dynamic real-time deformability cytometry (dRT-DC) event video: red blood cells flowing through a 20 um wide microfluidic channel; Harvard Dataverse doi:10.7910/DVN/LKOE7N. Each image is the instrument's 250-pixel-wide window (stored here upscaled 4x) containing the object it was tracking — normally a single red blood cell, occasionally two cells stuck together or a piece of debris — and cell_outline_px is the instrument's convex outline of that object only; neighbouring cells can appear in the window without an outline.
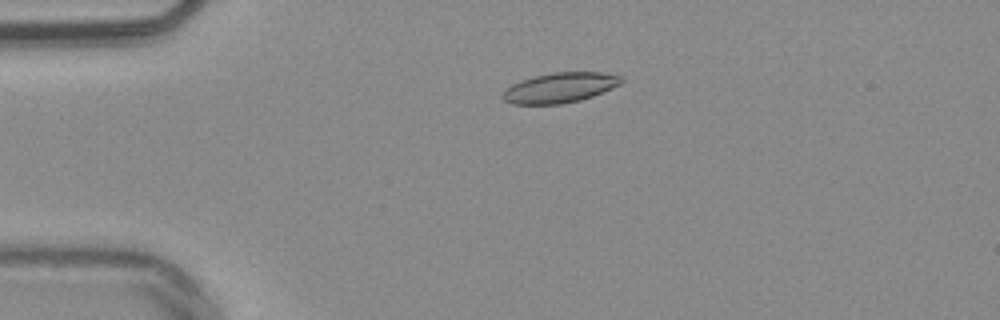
{"species": "common noctule bat (a hibernating species)", "species_latin": "Nyctalus noctula", "temperature_condition": "warm", "stored_images_in_passage": 53, "camera_frame_rate_fps": 3000, "um_per_image_px": 0.085, "animal": {"sex": "male", "body_mass_g": 20.4}, "frame": {"image": 1, "passage_image": 12, "time_ms": 3.667, "image_size_px": [1000, 320], "cell_outline_px": [[624, 80], [620, 84], [592, 96], [580, 100], [564, 104], [512, 104], [504, 100], [500, 96], [512, 84], [520, 80], [552, 72], [604, 72], [624, 76]], "centroid_in_image_um": [47.61, 7.45], "position_along_channel_um": 37.4, "area_um2": 20.81}}
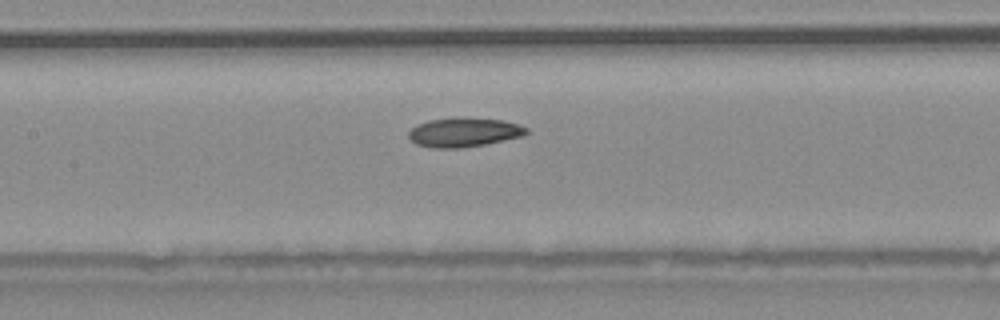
{"frame": {"image": 2, "passage_image": 25, "time_ms": 8.0, "image_size_px": [1000, 320], "cell_outline_px": [[528, 132], [524, 136], [484, 144], [460, 148], [432, 148], [416, 144], [408, 136], [408, 132], [412, 128], [428, 120], [452, 116], [464, 116], [504, 120], [520, 124], [528, 128]], "centroid_in_image_um": [39.46, 11.21], "position_along_channel_um": 167.9, "area_um2": 20.46}}
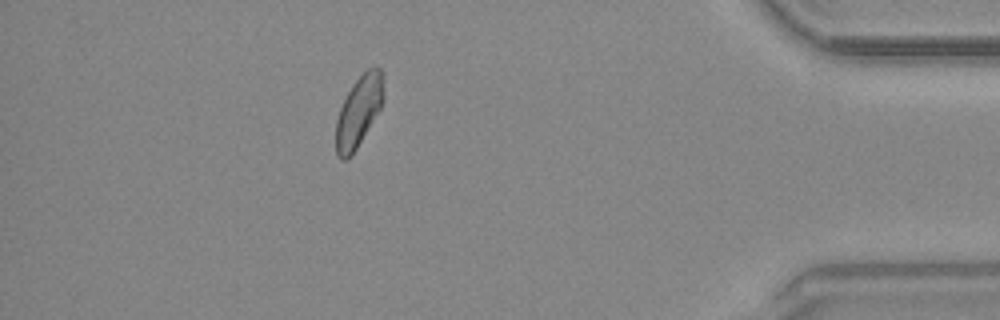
{"frame": {"image": 3, "passage_image": 47, "time_ms": 15.333, "image_size_px": [1000, 320], "cell_outline_px": [[384, 100], [380, 108], [356, 148], [348, 160], [340, 160], [336, 156], [336, 120], [340, 108], [352, 84], [368, 68], [376, 64], [380, 68], [384, 76]], "centroid_in_image_um": [30.5, 9.43], "position_along_channel_um": 404.7, "area_um2": 19.71}, "authors_computed_cell_mechanics": {"area_um2": 20.23, "velocity_mm_per_s": 3.8448, "shape_relaxation_time_tau1_ms": null, "shape_relaxation_time_tau2_ms": 8.1703, "deformation_change_tau1": null, "deformation_change_tau2": 0.1094}}